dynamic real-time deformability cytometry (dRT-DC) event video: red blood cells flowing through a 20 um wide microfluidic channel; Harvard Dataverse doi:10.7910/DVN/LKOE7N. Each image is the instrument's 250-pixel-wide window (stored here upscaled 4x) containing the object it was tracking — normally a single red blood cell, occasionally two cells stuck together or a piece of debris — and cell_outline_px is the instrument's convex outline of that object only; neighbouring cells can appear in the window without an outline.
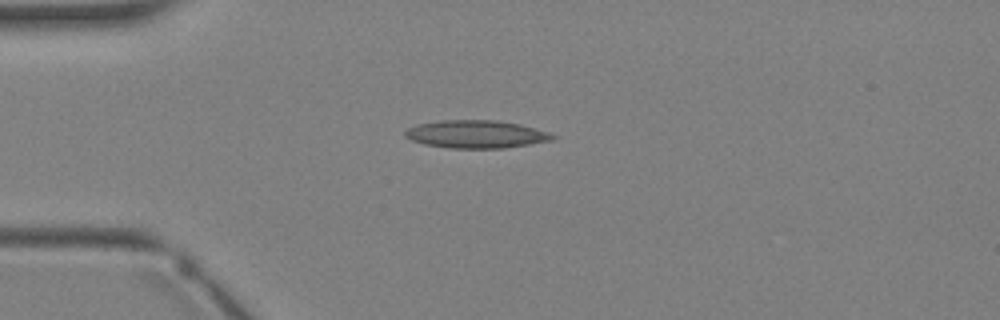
{"species": "Egyptian fruit bat (a non-hibernating species)", "species_latin": "Rousettus aegyptiacus", "temperature_condition": "warm", "stored_images_in_passage": 2, "camera_frame_rate_fps": 3000, "um_per_image_px": 0.085, "animal": {"sex": "female"}, "frame": {"image": 1, "passage_image": 2, "time_ms": 1.0, "image_size_px": [1000, 320], "cell_outline_px": [[556, 136], [552, 140], [504, 148], [452, 148], [424, 144], [412, 140], [404, 136], [404, 132], [408, 128], [416, 124], [444, 120], [496, 120], [520, 124], [548, 132]], "centroid_in_image_um": [40.44, 11.4], "position_along_channel_um": 44.6, "area_um2": 23.76}}